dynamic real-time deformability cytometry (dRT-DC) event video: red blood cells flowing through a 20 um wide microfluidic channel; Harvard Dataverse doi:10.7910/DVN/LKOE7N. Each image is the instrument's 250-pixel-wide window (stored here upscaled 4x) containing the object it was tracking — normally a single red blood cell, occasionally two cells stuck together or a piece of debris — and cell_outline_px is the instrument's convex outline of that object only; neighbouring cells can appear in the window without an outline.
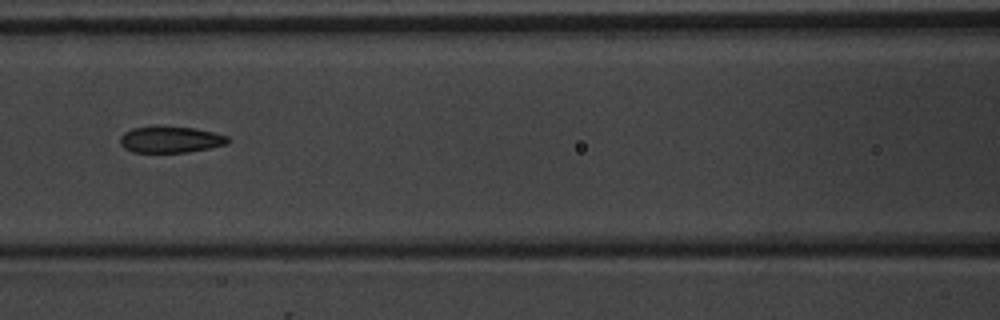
{"species": "common noctule bat (a hibernating species)", "species_latin": "Nyctalus noctula", "temperature_condition": "warm", "stored_images_in_passage": 10, "camera_frame_rate_fps": 3000, "um_per_image_px": 0.085, "animal": {"sex": "male", "body_mass_g": 20.1, "forearm_length_mm": 53.5}, "frame": {"image": 1, "passage_image": 7, "time_ms": 7.333, "image_size_px": [1000, 320], "cell_outline_px": [[232, 140], [228, 144], [188, 152], [132, 152], [124, 148], [120, 144], [120, 136], [124, 132], [132, 128], [196, 128], [228, 136]], "centroid_in_image_um": [14.52, 11.89], "position_along_channel_um": 152.1, "area_um2": 16.18}}
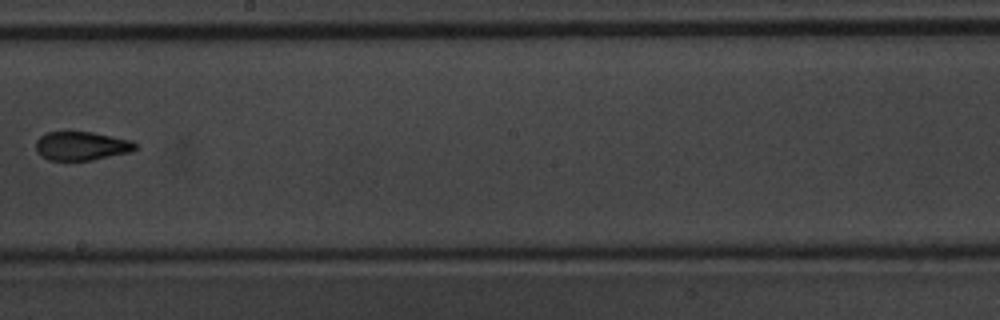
{"frame": {"image": 2, "passage_image": 9, "time_ms": 9.667, "image_size_px": [1000, 320], "cell_outline_px": [[136, 148], [128, 152], [92, 160], [48, 160], [40, 156], [36, 152], [36, 140], [40, 136], [48, 132], [92, 132], [132, 140], [136, 144]], "centroid_in_image_um": [6.89, 12.4], "position_along_channel_um": 241.3, "area_um2": 16.59}}
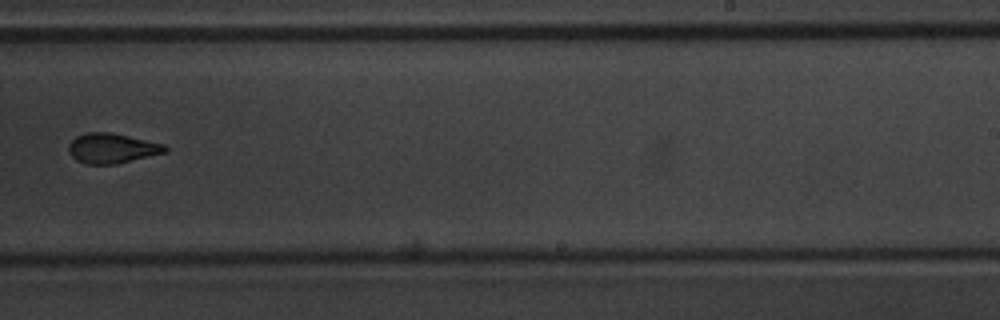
{"frame": {"image": 3, "passage_image": 10, "time_ms": 10.667, "image_size_px": [1000, 320], "cell_outline_px": [[168, 152], [116, 164], [84, 164], [76, 160], [68, 152], [68, 144], [76, 136], [84, 132], [108, 132], [128, 136], [164, 144], [168, 148]], "centroid_in_image_um": [9.5, 12.61], "position_along_channel_um": 279.5, "area_um2": 16.94}}